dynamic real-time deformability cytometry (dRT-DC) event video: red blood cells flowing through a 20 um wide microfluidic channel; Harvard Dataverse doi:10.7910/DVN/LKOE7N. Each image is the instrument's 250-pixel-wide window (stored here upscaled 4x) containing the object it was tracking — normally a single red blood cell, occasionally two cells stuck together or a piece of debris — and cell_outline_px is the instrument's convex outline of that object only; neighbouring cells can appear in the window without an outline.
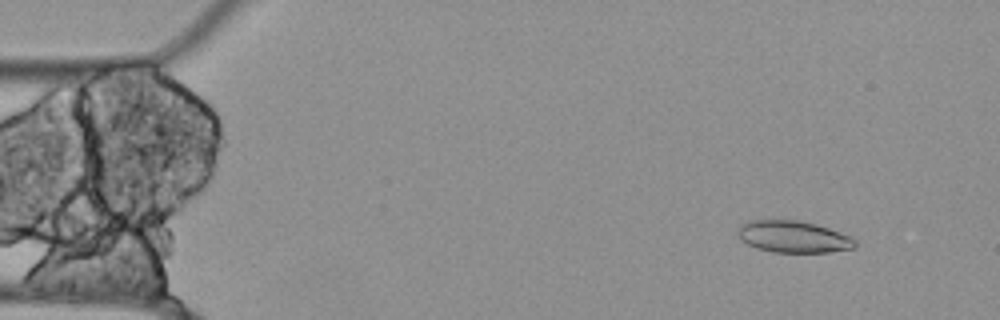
{"species": "Egyptian fruit bat (a non-hibernating species)", "species_latin": "Rousettus aegyptiacus", "temperature_condition": "cold", "stored_images_in_passage": 21, "camera_frame_rate_fps": 3000, "um_per_image_px": 0.085, "animal": {"sex": "female"}, "frame": {"image": 1, "passage_image": 3, "time_ms": 0.667, "image_size_px": [1000, 320], "cell_outline_px": [[856, 248], [828, 252], [772, 252], [756, 248], [740, 240], [736, 232], [740, 224], [748, 220], [796, 220], [816, 224], [852, 236], [856, 240]], "centroid_in_image_um": [67.42, 20.12], "position_along_channel_um": 17.6, "area_um2": 21.96}}
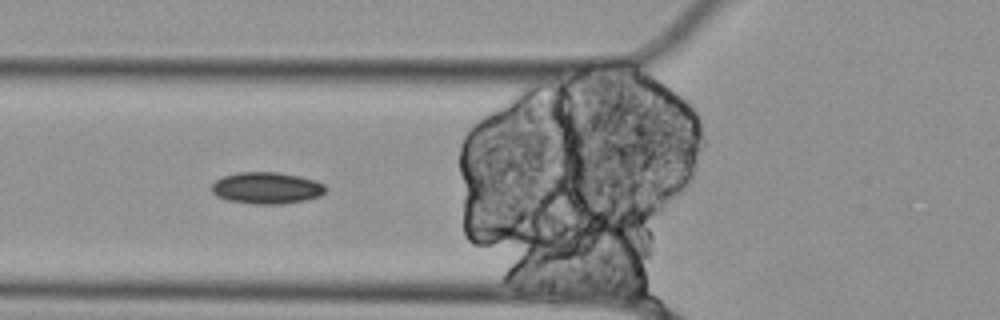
{"frame": {"image": 2, "passage_image": 17, "time_ms": 5.333, "image_size_px": [1000, 320], "cell_outline_px": [[324, 192], [320, 196], [304, 200], [284, 204], [256, 204], [228, 200], [216, 196], [212, 192], [212, 184], [216, 180], [224, 176], [240, 172], [276, 172], [300, 176], [324, 184]], "centroid_in_image_um": [22.64, 15.98], "position_along_channel_um": 103.2, "area_um2": 20.81}}
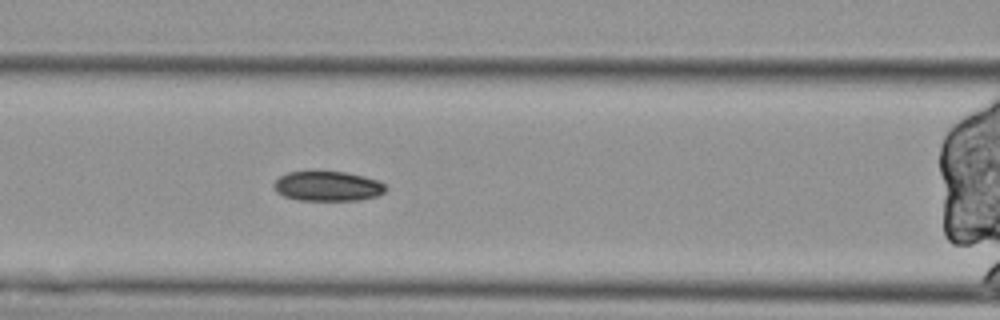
{"frame": {"image": 3, "passage_image": 20, "time_ms": 6.333, "image_size_px": [1000, 320], "cell_outline_px": [[384, 192], [376, 196], [360, 200], [296, 200], [284, 196], [276, 192], [272, 184], [280, 176], [288, 172], [344, 172], [376, 180], [384, 184]], "centroid_in_image_um": [27.79, 15.84], "position_along_channel_um": 138.8, "area_um2": 19.13}}